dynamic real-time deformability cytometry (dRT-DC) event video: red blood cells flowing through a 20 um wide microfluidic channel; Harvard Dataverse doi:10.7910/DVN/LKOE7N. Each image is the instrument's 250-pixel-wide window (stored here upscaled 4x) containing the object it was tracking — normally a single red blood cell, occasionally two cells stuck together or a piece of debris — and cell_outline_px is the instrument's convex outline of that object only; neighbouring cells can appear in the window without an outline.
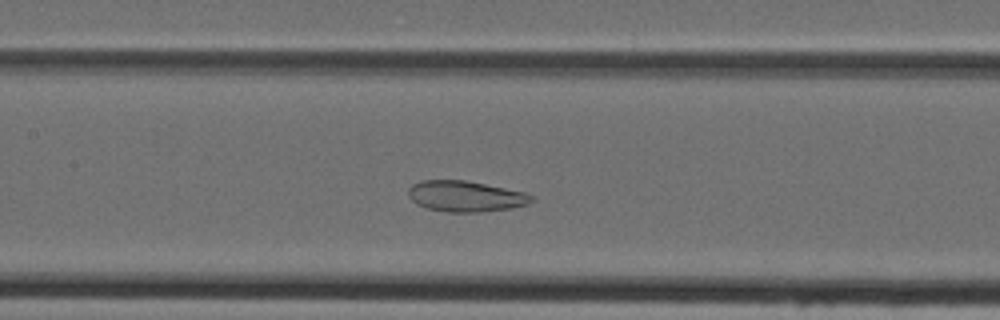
{"species": "Egyptian fruit bat (a non-hibernating species)", "species_latin": "Rousettus aegyptiacus", "temperature_condition": "cold", "stored_images_in_passage": 35, "camera_frame_rate_fps": 3000, "um_per_image_px": 0.085, "animal": {"sex": "female"}, "frame": {"image": 1, "passage_image": 10, "time_ms": 3.0, "image_size_px": [1000, 320], "cell_outline_px": [[536, 200], [528, 204], [512, 208], [480, 212], [448, 212], [428, 208], [416, 204], [408, 196], [408, 188], [412, 184], [420, 180], [464, 180], [524, 192], [536, 196]], "centroid_in_image_um": [39.59, 16.68], "position_along_channel_um": 167.8, "area_um2": 22.25}}
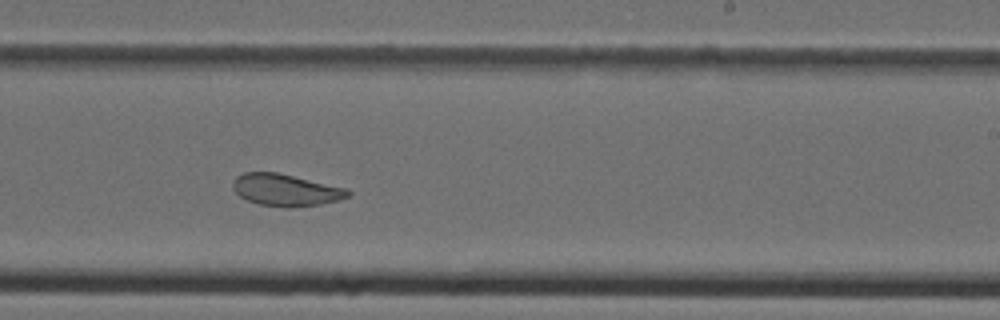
{"frame": {"image": 2, "passage_image": 17, "time_ms": 5.333, "image_size_px": [1000, 320], "cell_outline_px": [[352, 192], [348, 196], [340, 200], [320, 204], [288, 208], [284, 208], [260, 204], [248, 200], [240, 196], [232, 188], [232, 184], [236, 176], [244, 172], [276, 172], [348, 188]], "centroid_in_image_um": [24.3, 16.15], "position_along_channel_um": 264.7, "area_um2": 21.5}}
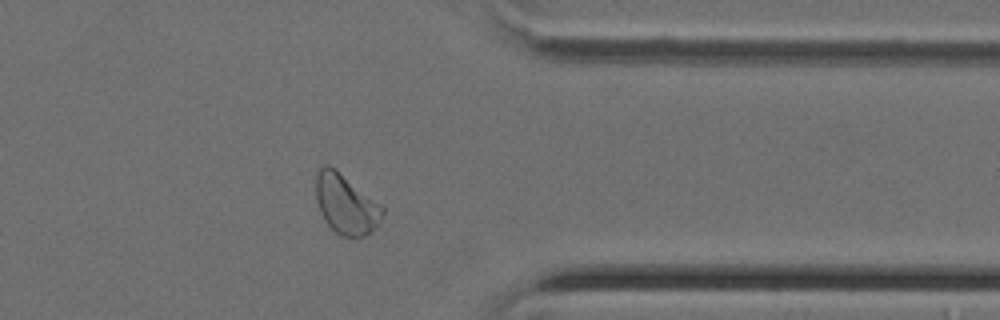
{"frame": {"image": 3, "passage_image": 26, "time_ms": 8.333, "image_size_px": [1000, 320], "cell_outline_px": [[384, 212], [380, 220], [364, 236], [340, 236], [324, 220], [320, 212], [316, 200], [316, 176], [320, 168], [324, 164], [328, 164], [384, 204]], "centroid_in_image_um": [29.41, 17.32], "position_along_channel_um": 382.0, "area_um2": 23.12}}